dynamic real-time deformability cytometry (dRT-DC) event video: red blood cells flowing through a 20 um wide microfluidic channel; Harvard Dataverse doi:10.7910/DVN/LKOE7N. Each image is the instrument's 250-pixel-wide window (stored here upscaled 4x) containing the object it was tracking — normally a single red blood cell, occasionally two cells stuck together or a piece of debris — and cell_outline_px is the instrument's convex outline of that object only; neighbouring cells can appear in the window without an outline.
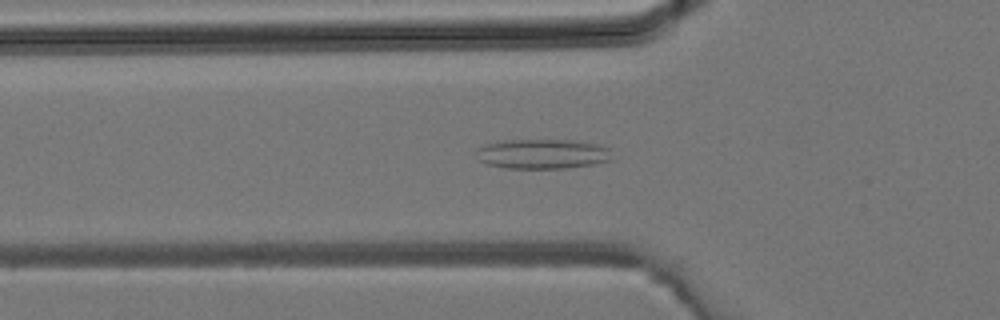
{"species": "common noctule bat (a hibernating species)", "species_latin": "Nyctalus noctula", "temperature_condition": "room temperature", "stored_images_in_passage": 19, "camera_frame_rate_fps": 3000, "um_per_image_px": 0.085, "animal": {"sex": "male", "body_mass_g": 19.2, "forearm_length_mm": 51.8}, "frame": {"image": 1, "passage_image": 8, "time_ms": 2.333, "image_size_px": [1000, 320], "cell_outline_px": [[612, 160], [592, 164], [564, 168], [504, 168], [488, 164], [480, 160], [476, 152], [484, 144], [500, 140], [576, 140], [596, 144], [608, 148]], "centroid_in_image_um": [46.1, 13.07], "position_along_channel_um": 79.7, "area_um2": 23.41}}
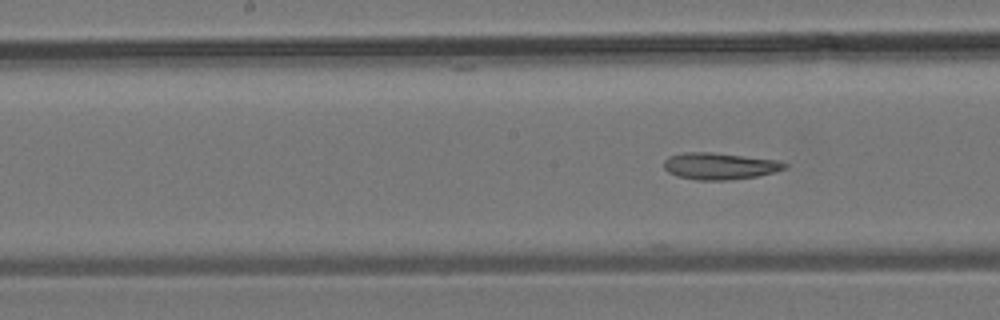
{"frame": {"image": 2, "passage_image": 14, "time_ms": 4.333, "image_size_px": [1000, 320], "cell_outline_px": [[788, 168], [756, 176], [728, 180], [696, 180], [676, 176], [668, 172], [664, 168], [664, 160], [668, 156], [684, 152], [712, 152], [776, 160], [788, 164]], "centroid_in_image_um": [61.13, 14.11], "position_along_channel_um": 187.1, "area_um2": 18.79}}
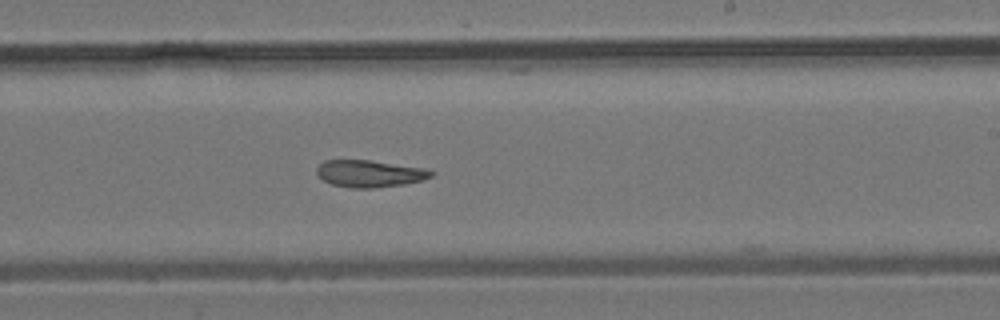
{"frame": {"image": 3, "passage_image": 18, "time_ms": 5.667, "image_size_px": [1000, 320], "cell_outline_px": [[436, 172], [432, 176], [424, 180], [404, 184], [372, 188], [352, 188], [332, 184], [324, 180], [316, 172], [316, 168], [324, 160], [368, 160], [424, 168]], "centroid_in_image_um": [31.44, 14.75], "position_along_channel_um": 257.6, "area_um2": 17.92}}